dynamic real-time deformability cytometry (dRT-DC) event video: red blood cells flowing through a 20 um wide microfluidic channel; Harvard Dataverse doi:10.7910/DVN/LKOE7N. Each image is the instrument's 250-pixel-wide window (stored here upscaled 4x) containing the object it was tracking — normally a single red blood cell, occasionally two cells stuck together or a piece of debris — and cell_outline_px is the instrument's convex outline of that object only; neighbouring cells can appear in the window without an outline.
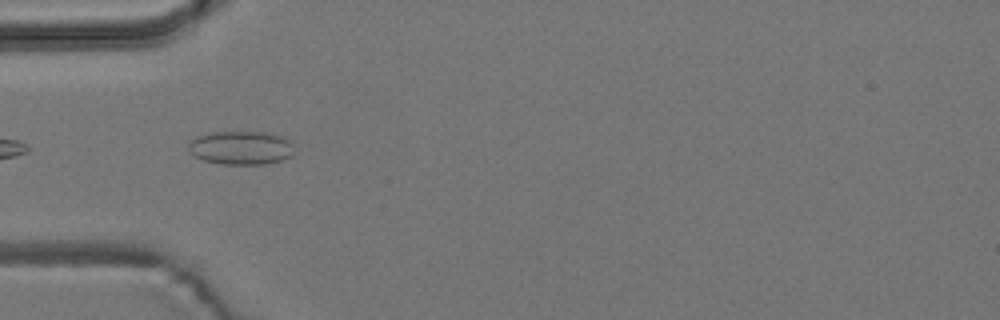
{"species": "common noctule bat (a hibernating species)", "species_latin": "Nyctalus noctula", "temperature_condition": "room temperature", "stored_images_in_passage": 4, "camera_frame_rate_fps": 3000, "um_per_image_px": 0.085, "animal": {"sex": "male", "body_mass_g": 19.2, "forearm_length_mm": 51.8}, "frame": {"image": 1, "passage_image": 4, "time_ms": 4.0, "image_size_px": [1000, 320], "cell_outline_px": [[296, 152], [292, 156], [284, 160], [264, 164], [220, 164], [204, 160], [192, 156], [188, 152], [188, 144], [196, 136], [212, 132], [264, 132], [280, 136], [288, 140], [292, 144]], "centroid_in_image_um": [20.48, 12.57], "position_along_channel_um": 64.5, "area_um2": 20.98}}